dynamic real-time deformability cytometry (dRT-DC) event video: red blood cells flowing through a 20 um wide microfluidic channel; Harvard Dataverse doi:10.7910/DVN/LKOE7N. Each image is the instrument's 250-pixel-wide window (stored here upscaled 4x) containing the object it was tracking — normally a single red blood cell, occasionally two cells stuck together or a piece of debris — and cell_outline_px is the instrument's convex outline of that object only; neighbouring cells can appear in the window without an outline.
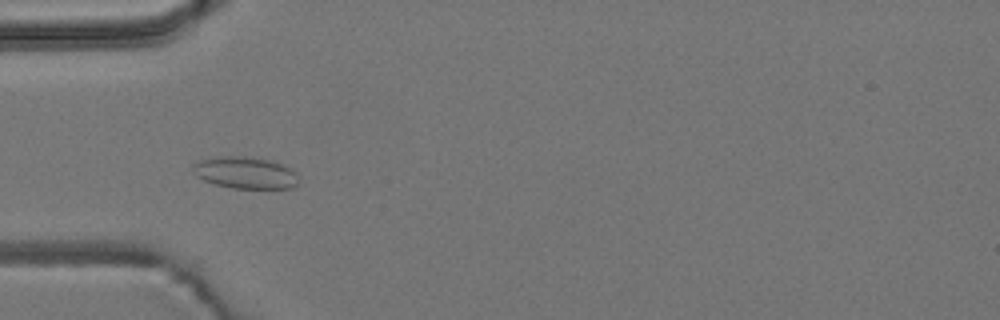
{"species": "common noctule bat (a hibernating species)", "species_latin": "Nyctalus noctula", "temperature_condition": "room temperature", "stored_images_in_passage": 39, "camera_frame_rate_fps": 3000, "um_per_image_px": 0.085, "animal": {"sex": "male", "body_mass_g": 19.2, "forearm_length_mm": 51.8}, "frame": {"image": 1, "passage_image": 7, "time_ms": 2.0, "image_size_px": [1000, 320], "cell_outline_px": [[296, 184], [292, 188], [232, 188], [216, 184], [204, 180], [196, 176], [192, 172], [192, 164], [200, 160], [220, 156], [244, 156], [268, 160], [284, 164], [296, 172]], "centroid_in_image_um": [20.81, 14.67], "position_along_channel_um": 64.2, "area_um2": 19.54}}
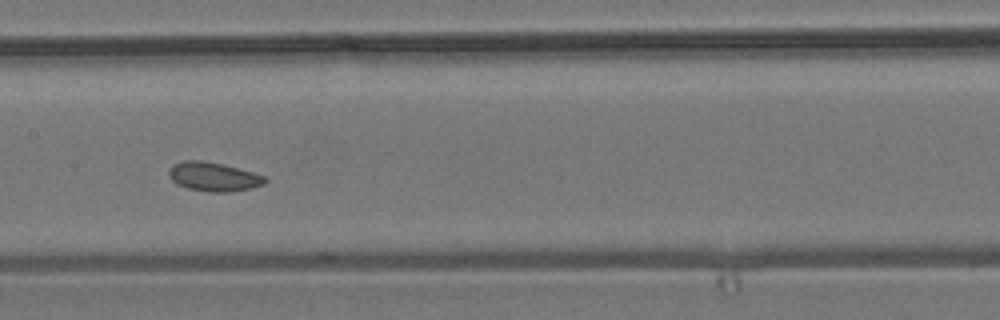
{"frame": {"image": 2, "passage_image": 17, "time_ms": 5.333, "image_size_px": [1000, 320], "cell_outline_px": [[268, 180], [264, 184], [252, 188], [228, 192], [212, 192], [188, 188], [176, 184], [168, 176], [168, 172], [172, 164], [184, 160], [200, 160], [220, 164], [252, 172], [264, 176]], "centroid_in_image_um": [18.12, 15.02], "position_along_channel_um": 189.3, "area_um2": 16.13}}
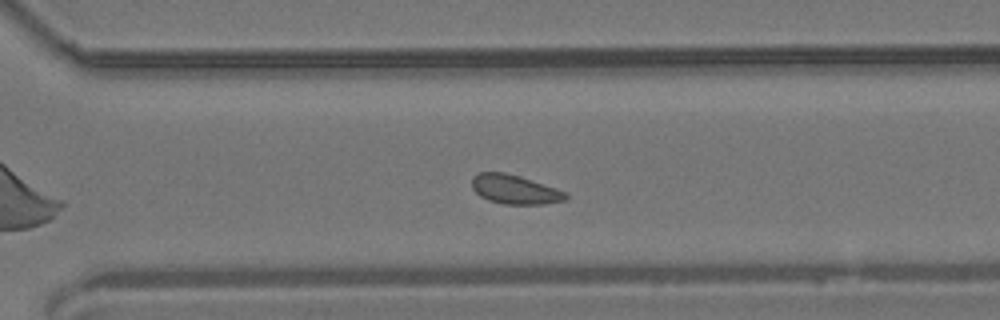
{"frame": {"image": 3, "passage_image": 28, "time_ms": 9.0, "image_size_px": [1000, 320], "cell_outline_px": [[568, 196], [564, 200], [544, 204], [504, 204], [488, 200], [480, 196], [472, 188], [472, 176], [476, 172], [504, 172], [520, 176], [568, 192]], "centroid_in_image_um": [43.74, 16.09], "position_along_channel_um": 326.9, "area_um2": 16.01}, "authors_computed_cell_mechanics": {"area_um2": 16.3574, "velocity_mm_per_s": 3.7672, "shape_relaxation_time_tau1_ms": null, "shape_relaxation_time_tau2_ms": 5.0573, "deformation_change_tau1": null, "deformation_change_tau2": 0.1121}}